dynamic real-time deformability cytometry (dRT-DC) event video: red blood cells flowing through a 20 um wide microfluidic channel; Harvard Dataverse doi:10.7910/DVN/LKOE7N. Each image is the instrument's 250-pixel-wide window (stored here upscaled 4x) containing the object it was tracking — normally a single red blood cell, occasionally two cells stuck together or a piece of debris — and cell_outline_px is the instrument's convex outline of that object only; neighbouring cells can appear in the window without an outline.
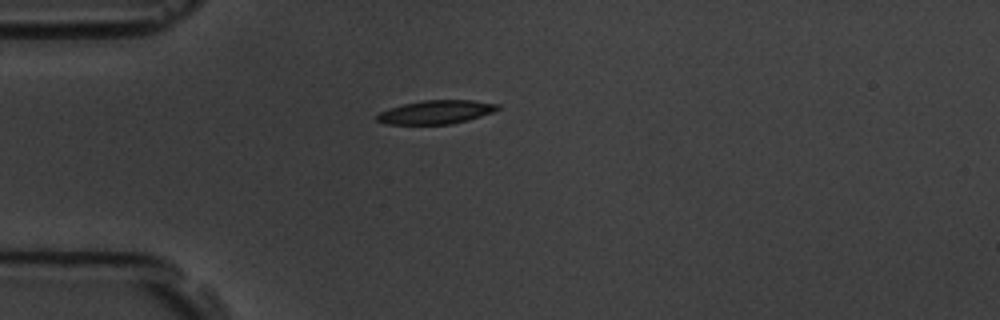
{"species": "common noctule bat (a hibernating species)", "species_latin": "Nyctalus noctula", "temperature_condition": "room temperature", "stored_images_in_passage": 43, "camera_frame_rate_fps": 3000, "um_per_image_px": 0.085, "animal": {"sex": "male", "body_mass_g": 19.5, "forearm_length_mm": 54.6}, "frame": {"image": 1, "passage_image": 1, "time_ms": 0.0, "image_size_px": [1000, 320], "cell_outline_px": [[500, 108], [492, 112], [468, 120], [452, 124], [384, 124], [376, 120], [376, 116], [380, 112], [388, 108], [404, 104], [424, 100], [472, 100], [500, 104]], "centroid_in_image_um": [37.05, 9.53], "position_along_channel_um": 47.9, "area_um2": 16.59}}
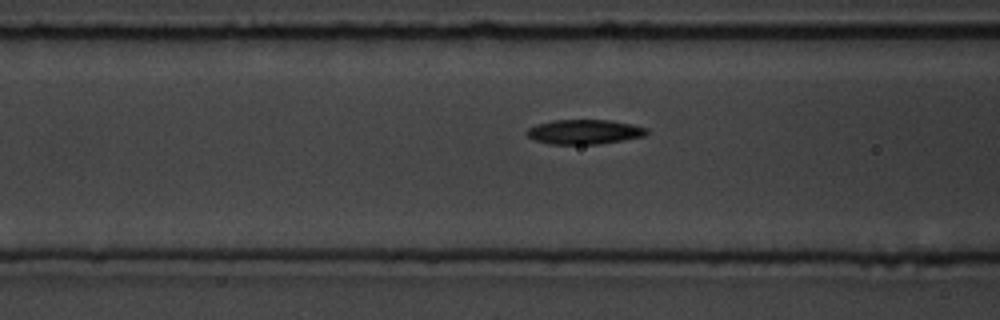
{"frame": {"image": 2, "passage_image": 8, "time_ms": 2.333, "image_size_px": [1000, 320], "cell_outline_px": [[648, 132], [644, 136], [624, 140], [600, 144], [548, 144], [536, 140], [528, 136], [524, 132], [528, 128], [536, 124], [552, 120], [608, 120], [632, 124], [648, 128]], "centroid_in_image_um": [49.66, 11.21], "position_along_channel_um": 116.9, "area_um2": 17.28}}
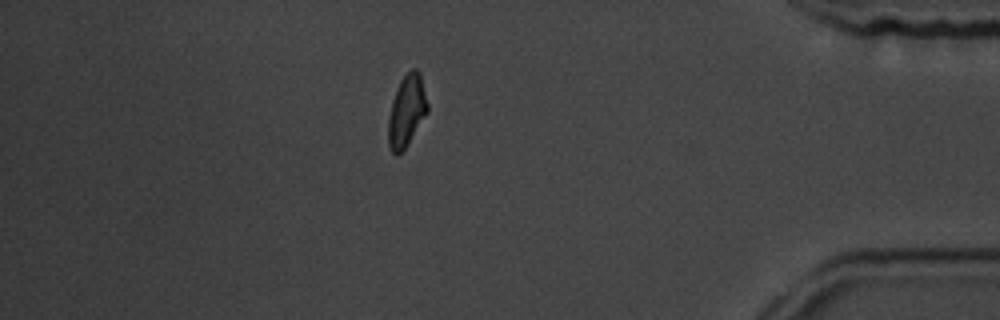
{"frame": {"image": 3, "passage_image": 35, "time_ms": 11.333, "image_size_px": [1000, 320], "cell_outline_px": [[428, 112], [404, 148], [396, 156], [392, 152], [388, 144], [388, 116], [392, 100], [396, 88], [400, 80], [412, 68], [416, 68], [420, 72], [428, 104]], "centroid_in_image_um": [34.56, 9.39], "position_along_channel_um": 400.6, "area_um2": 16.3}, "authors_computed_cell_mechanics": {"area_um2": 16.8776, "velocity_mm_per_s": 3.5928, "shape_relaxation_time_tau1_ms": 6.2953, "shape_relaxation_time_tau2_ms": 6.6564, "deformation_change_tau1": 0.1796, "deformation_change_tau2": 0.1291}}